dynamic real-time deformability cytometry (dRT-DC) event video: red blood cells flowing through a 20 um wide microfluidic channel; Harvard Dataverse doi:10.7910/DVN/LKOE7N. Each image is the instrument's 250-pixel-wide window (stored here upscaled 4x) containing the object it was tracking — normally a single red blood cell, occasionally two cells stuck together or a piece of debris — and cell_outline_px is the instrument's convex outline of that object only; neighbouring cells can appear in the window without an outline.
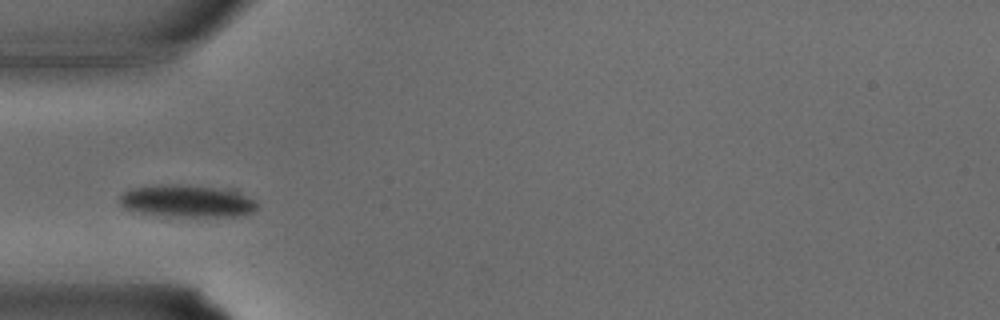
{"species": "common noctule bat (a hibernating species)", "species_latin": "Nyctalus noctula", "temperature_condition": "warm", "stored_images_in_passage": 28, "camera_frame_rate_fps": 3000, "um_per_image_px": 0.085, "animal": {"sex": "male", "body_mass_g": 15.6}, "frame": {"image": 1, "passage_image": 6, "time_ms": 1.667, "image_size_px": [1000, 320], "cell_outline_px": [[260, 204], [252, 212], [244, 216], [176, 216], [136, 212], [124, 208], [120, 204], [120, 196], [124, 192], [132, 188], [156, 184], [188, 184], [236, 188], [256, 200]], "centroid_in_image_um": [16.01, 17.05], "position_along_channel_um": 69.0, "area_um2": 26.76}}
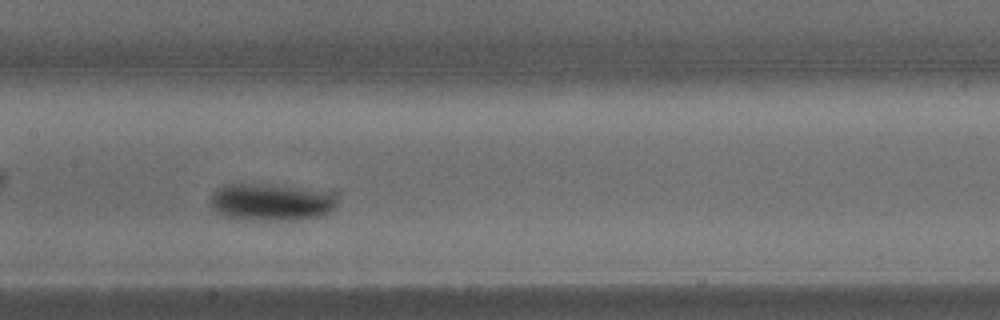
{"frame": {"image": 2, "passage_image": 12, "time_ms": 3.667, "image_size_px": [1000, 320], "cell_outline_px": [[340, 192], [336, 204], [324, 216], [296, 220], [236, 220], [224, 216], [216, 212], [212, 208], [212, 196], [224, 184], [268, 184]], "centroid_in_image_um": [23.13, 17.19], "position_along_channel_um": 184.3, "area_um2": 27.98}}
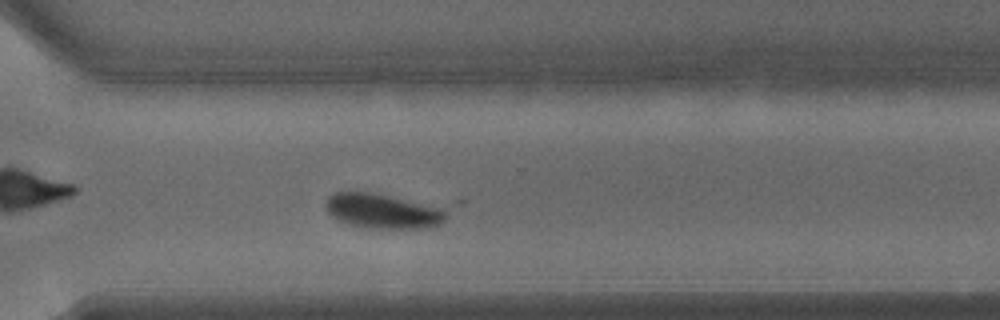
{"frame": {"image": 3, "passage_image": 20, "time_ms": 6.333, "image_size_px": [1000, 320], "cell_outline_px": [[468, 200], [464, 204], [440, 224], [428, 228], [360, 228], [336, 220], [328, 212], [328, 196], [336, 192], [368, 192]], "centroid_in_image_um": [33.21, 17.84], "position_along_channel_um": 337.4, "area_um2": 28.67}}